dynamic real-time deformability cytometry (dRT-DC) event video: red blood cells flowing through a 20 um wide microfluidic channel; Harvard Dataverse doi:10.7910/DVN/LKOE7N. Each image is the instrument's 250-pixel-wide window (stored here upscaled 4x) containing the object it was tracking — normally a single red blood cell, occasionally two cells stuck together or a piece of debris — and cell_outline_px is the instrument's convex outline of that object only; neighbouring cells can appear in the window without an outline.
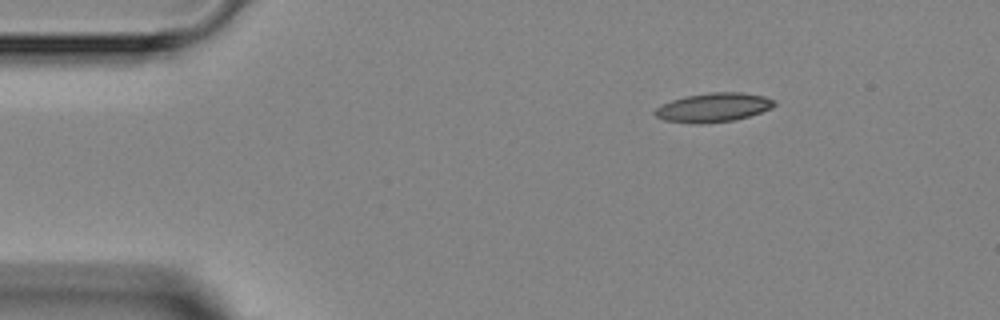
{"species": "Egyptian fruit bat (a non-hibernating species)", "species_latin": "Rousettus aegyptiacus", "temperature_condition": "room temperature", "stored_images_in_passage": 3, "camera_frame_rate_fps": 3000, "um_per_image_px": 0.085, "animal": {"sex": "female"}, "frame": {"image": 1, "passage_image": 1, "time_ms": 0.0, "image_size_px": [1000, 320], "cell_outline_px": [[776, 104], [772, 108], [736, 120], [700, 124], [692, 124], [664, 120], [656, 116], [652, 112], [656, 108], [672, 100], [684, 96], [708, 92], [744, 92], [764, 96], [776, 100]], "centroid_in_image_um": [60.65, 9.13], "position_along_channel_um": 24.4, "area_um2": 20.4}}
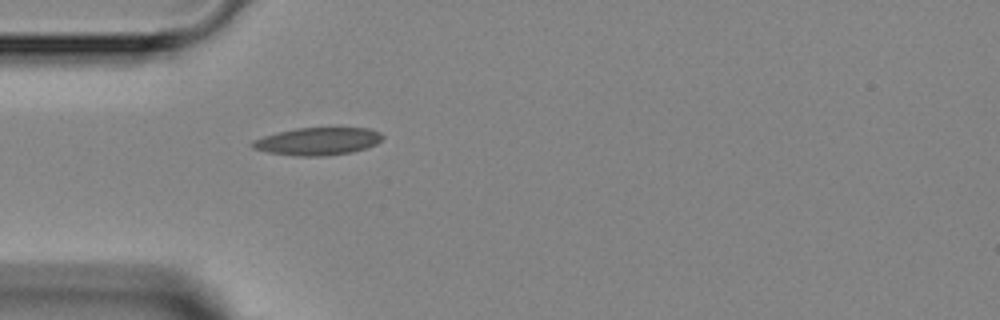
{"frame": {"image": 2, "passage_image": 3, "time_ms": 2.333, "image_size_px": [1000, 320], "cell_outline_px": [[384, 136], [376, 144], [352, 152], [324, 156], [296, 156], [268, 152], [252, 148], [248, 144], [252, 140], [276, 132], [296, 128], [368, 128], [380, 132]], "centroid_in_image_um": [26.96, 12.01], "position_along_channel_um": 58.0, "area_um2": 20.98}}